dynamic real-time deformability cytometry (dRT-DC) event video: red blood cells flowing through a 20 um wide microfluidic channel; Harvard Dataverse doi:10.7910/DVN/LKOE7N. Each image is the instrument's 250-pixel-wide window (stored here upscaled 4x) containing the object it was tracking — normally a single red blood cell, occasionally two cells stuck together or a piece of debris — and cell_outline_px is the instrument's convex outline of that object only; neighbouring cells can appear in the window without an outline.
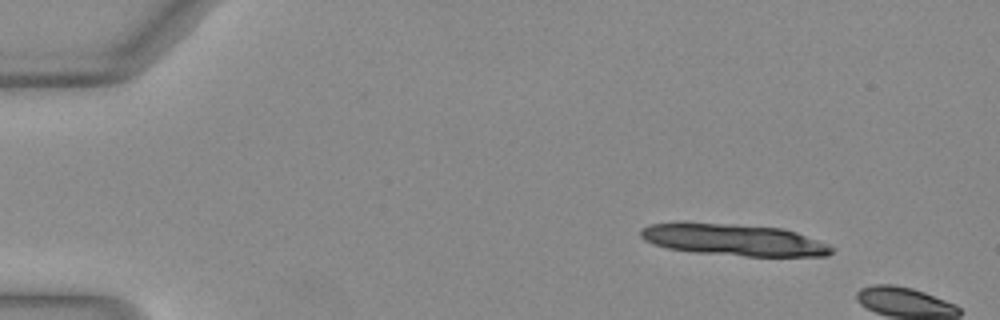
{"species": "Egyptian fruit bat (a non-hibernating species)", "species_latin": "Rousettus aegyptiacus", "temperature_condition": "warm", "stored_images_in_passage": 10, "camera_frame_rate_fps": 3000, "um_per_image_px": 0.085, "animal": {"sex": "female"}, "frame": {"image": 1, "passage_image": 6, "time_ms": 1.667, "image_size_px": [1000, 320], "cell_outline_px": [[836, 248], [828, 256], [748, 256], [692, 252], [668, 248], [652, 244], [644, 240], [640, 236], [640, 228], [648, 224], [676, 220], [684, 220], [736, 224], [784, 228], [796, 232], [828, 244]], "centroid_in_image_um": [62.27, 20.35], "position_along_channel_um": 22.7, "area_um2": 36.3}}